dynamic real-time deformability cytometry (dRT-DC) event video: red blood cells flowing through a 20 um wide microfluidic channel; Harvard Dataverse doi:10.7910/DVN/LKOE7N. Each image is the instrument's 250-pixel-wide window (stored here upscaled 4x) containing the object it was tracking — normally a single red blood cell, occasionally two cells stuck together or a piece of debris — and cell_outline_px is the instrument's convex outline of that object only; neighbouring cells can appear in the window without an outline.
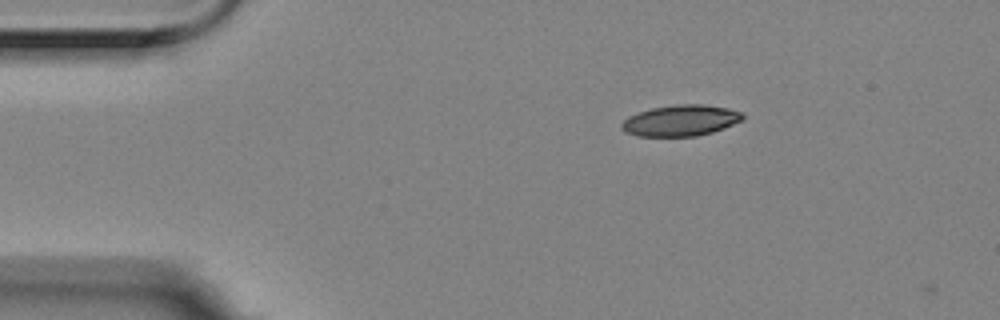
{"species": "Egyptian fruit bat (a non-hibernating species)", "species_latin": "Rousettus aegyptiacus", "temperature_condition": "room temperature", "stored_images_in_passage": 3, "camera_frame_rate_fps": 3000, "um_per_image_px": 0.085, "animal": {"sex": "female"}, "frame": {"image": 1, "passage_image": 1, "time_ms": 0.0, "image_size_px": [1000, 320], "cell_outline_px": [[744, 120], [724, 128], [712, 132], [696, 136], [636, 136], [624, 132], [620, 128], [620, 124], [628, 116], [652, 108], [676, 104], [704, 104], [728, 108], [744, 112]], "centroid_in_image_um": [57.87, 10.24], "position_along_channel_um": 27.1, "area_um2": 22.14}}
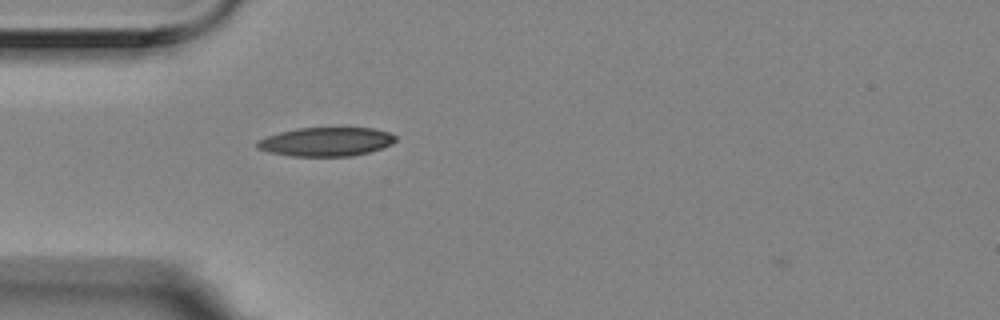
{"frame": {"image": 2, "passage_image": 3, "time_ms": 0.667, "image_size_px": [1000, 320], "cell_outline_px": [[396, 140], [392, 144], [368, 152], [352, 156], [292, 156], [268, 152], [256, 148], [256, 140], [280, 132], [296, 128], [372, 128], [388, 132], [396, 136]], "centroid_in_image_um": [27.69, 12.05], "position_along_channel_um": 57.3, "area_um2": 23.24}}